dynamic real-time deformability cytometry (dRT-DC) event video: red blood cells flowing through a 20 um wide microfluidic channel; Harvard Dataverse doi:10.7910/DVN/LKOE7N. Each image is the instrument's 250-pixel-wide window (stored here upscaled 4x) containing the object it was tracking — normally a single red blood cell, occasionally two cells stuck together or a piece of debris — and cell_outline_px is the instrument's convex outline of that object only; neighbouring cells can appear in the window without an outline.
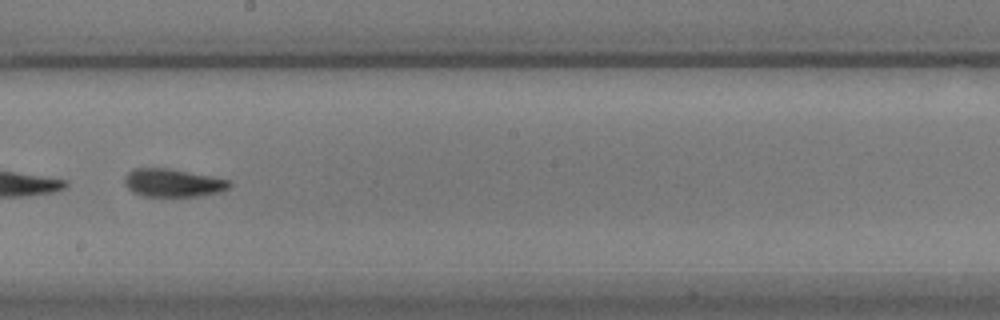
{"species": "common noctule bat (a hibernating species)", "species_latin": "Nyctalus noctula", "temperature_condition": "warm", "stored_images_in_passage": 28, "segment_of_instrument_passage": [2, 2], "camera_frame_rate_fps": 3000, "um_per_image_px": 0.085, "animal": {"sex": "male", "body_mass_g": 17.9}, "frame": {"image": 1, "passage_image": 25, "time_ms": 8.0, "image_size_px": [1000, 320], "cell_outline_px": [[232, 184], [228, 188], [220, 192], [196, 196], [144, 196], [132, 192], [124, 184], [124, 176], [132, 168], [168, 168], [232, 180]], "centroid_in_image_um": [14.68, 15.53], "position_along_channel_um": 233.5, "area_um2": 17.22}}